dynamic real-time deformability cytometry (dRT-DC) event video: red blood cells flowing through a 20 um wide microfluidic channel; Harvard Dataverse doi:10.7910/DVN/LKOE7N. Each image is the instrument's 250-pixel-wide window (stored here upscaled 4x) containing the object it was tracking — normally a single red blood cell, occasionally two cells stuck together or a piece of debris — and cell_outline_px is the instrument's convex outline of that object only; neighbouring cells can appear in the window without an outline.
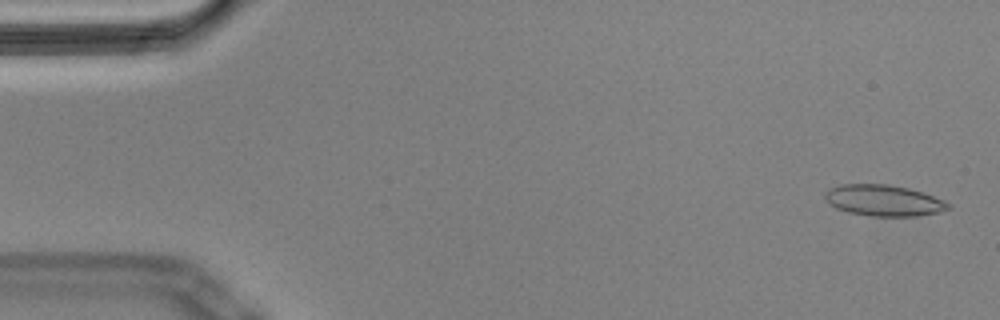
{"species": "Egyptian fruit bat (a non-hibernating species)", "species_latin": "Rousettus aegyptiacus", "temperature_condition": "cold", "stored_images_in_passage": 55, "camera_frame_rate_fps": 3000, "um_per_image_px": 0.085, "animal": {"sex": "male"}, "frame": {"image": 1, "passage_image": 2, "time_ms": 0.333, "image_size_px": [1000, 320], "cell_outline_px": [[952, 208], [940, 212], [916, 216], [872, 216], [848, 212], [836, 208], [828, 204], [824, 200], [824, 192], [828, 188], [840, 184], [888, 184], [908, 188], [944, 200], [952, 204]], "centroid_in_image_um": [75.08, 17.04], "position_along_channel_um": 9.9, "area_um2": 22.6}}
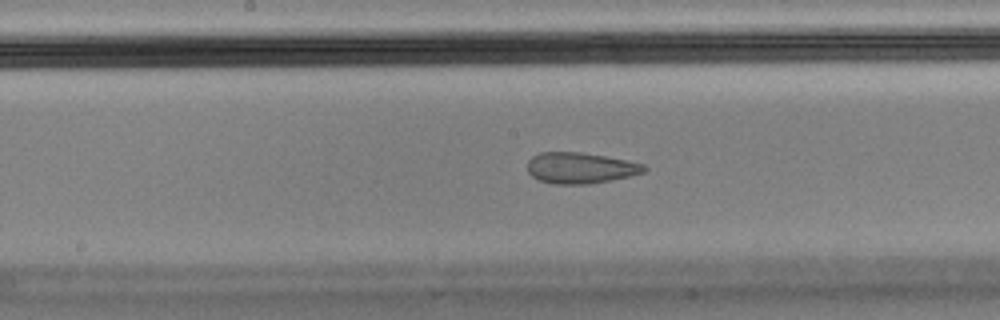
{"frame": {"image": 2, "passage_image": 28, "time_ms": 9.0, "image_size_px": [1000, 320], "cell_outline_px": [[648, 168], [644, 172], [628, 176], [588, 184], [556, 184], [540, 180], [532, 176], [528, 172], [528, 160], [532, 156], [540, 152], [580, 152], [628, 160], [644, 164]], "centroid_in_image_um": [49.32, 14.26], "position_along_channel_um": 198.9, "area_um2": 20.92}}
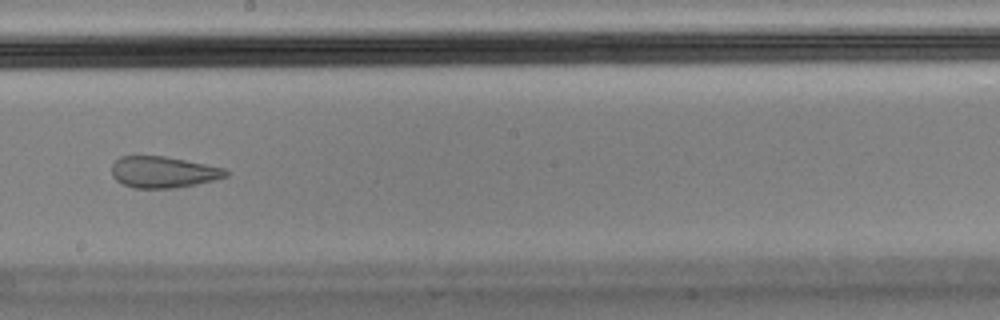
{"frame": {"image": 3, "passage_image": 31, "time_ms": 10.0, "image_size_px": [1000, 320], "cell_outline_px": [[228, 176], [196, 184], [176, 188], [132, 188], [116, 180], [112, 176], [112, 164], [120, 156], [164, 156], [224, 168], [228, 172]], "centroid_in_image_um": [13.84, 14.63], "position_along_channel_um": 234.4, "area_um2": 20.69}, "authors_computed_cell_mechanics": {"area_um2": 22.5998, "velocity_mm_per_s": 3.5654, "shape_relaxation_time_tau1_ms": null, "shape_relaxation_time_tau2_ms": 1.439, "deformation_change_tau1": null, "deformation_change_tau2": 0.0674}}